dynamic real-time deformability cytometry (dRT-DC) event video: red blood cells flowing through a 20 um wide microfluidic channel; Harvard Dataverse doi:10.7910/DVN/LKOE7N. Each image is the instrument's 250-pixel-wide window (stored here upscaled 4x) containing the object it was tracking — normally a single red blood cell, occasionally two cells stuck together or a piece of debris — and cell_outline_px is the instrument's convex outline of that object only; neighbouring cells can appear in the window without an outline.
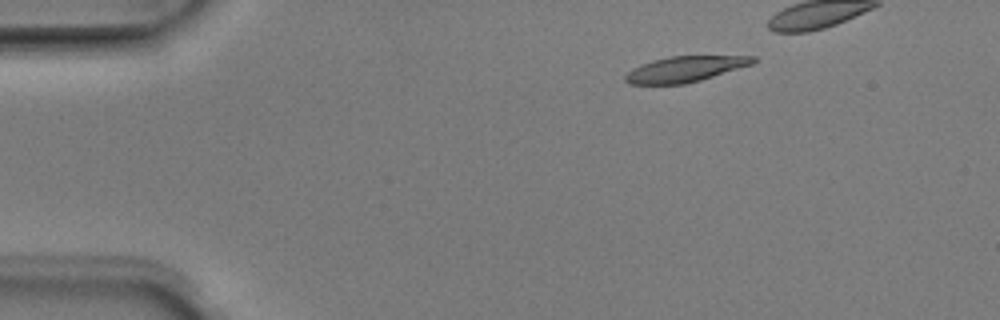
{"species": "Egyptian fruit bat (a non-hibernating species)", "species_latin": "Rousettus aegyptiacus", "temperature_condition": "room temperature", "stored_images_in_passage": 5, "camera_frame_rate_fps": 3000, "um_per_image_px": 0.085, "animal": {"sex": "male"}, "frame": {"image": 1, "passage_image": 2, "time_ms": 0.333, "image_size_px": [1000, 320], "cell_outline_px": [[756, 60], [752, 64], [700, 80], [684, 84], [628, 84], [624, 80], [624, 76], [632, 68], [640, 64], [652, 60], [668, 56], [756, 56]], "centroid_in_image_um": [58.17, 5.87], "position_along_channel_um": 26.8, "area_um2": 19.02}}